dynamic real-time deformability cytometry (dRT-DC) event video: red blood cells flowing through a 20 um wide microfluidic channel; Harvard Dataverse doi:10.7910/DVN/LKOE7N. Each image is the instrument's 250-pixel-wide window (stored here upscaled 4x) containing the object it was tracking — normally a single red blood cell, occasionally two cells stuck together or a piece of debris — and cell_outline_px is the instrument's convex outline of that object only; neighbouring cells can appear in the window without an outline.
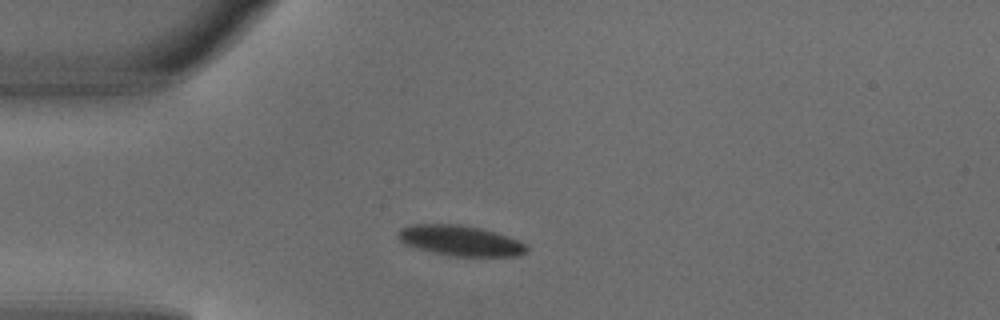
{"species": "common noctule bat (a hibernating species)", "species_latin": "Nyctalus noctula", "temperature_condition": "warm", "stored_images_in_passage": 1, "camera_frame_rate_fps": 3000, "um_per_image_px": 0.085, "animal": {"sex": "male", "body_mass_g": 18.8}, "frame": {"image": 1, "passage_image": 1, "time_ms": 0.0, "image_size_px": [1000, 320], "cell_outline_px": [[528, 252], [516, 256], [456, 256], [436, 252], [420, 248], [408, 244], [400, 240], [400, 228], [412, 224], [460, 224], [480, 228], [508, 236], [520, 240], [528, 244]], "centroid_in_image_um": [39.23, 20.44], "position_along_channel_um": 45.8, "area_um2": 22.43}}